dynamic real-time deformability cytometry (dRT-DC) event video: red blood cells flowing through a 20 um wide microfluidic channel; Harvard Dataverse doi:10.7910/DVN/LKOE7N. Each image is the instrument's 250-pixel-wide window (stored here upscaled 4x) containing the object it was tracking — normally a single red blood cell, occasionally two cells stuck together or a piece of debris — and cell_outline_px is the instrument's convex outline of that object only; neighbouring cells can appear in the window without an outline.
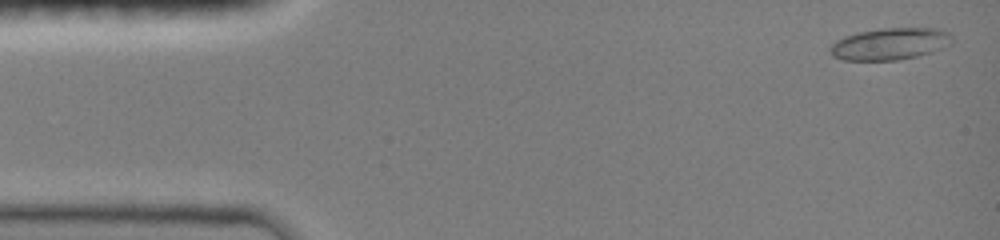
{"species": "common noctule bat (a hibernating species)", "species_latin": "Nyctalus noctula", "temperature_condition": "room temperature", "stored_images_in_passage": 45, "camera_frame_rate_fps": 3000, "um_per_image_px": 0.085, "animal": {"sex": "female", "body_mass_g": 19.0, "forearm_length_mm": 51.5}, "frame": {"image": 1, "passage_image": 2, "time_ms": 0.333, "image_size_px": [1000, 240], "cell_outline_px": [[952, 44], [916, 56], [896, 60], [844, 60], [832, 56], [828, 52], [828, 48], [836, 40], [844, 36], [860, 32], [884, 28], [940, 28], [948, 32], [952, 36]], "centroid_in_image_um": [75.62, 3.72], "position_along_channel_um": 9.4, "area_um2": 22.6}}
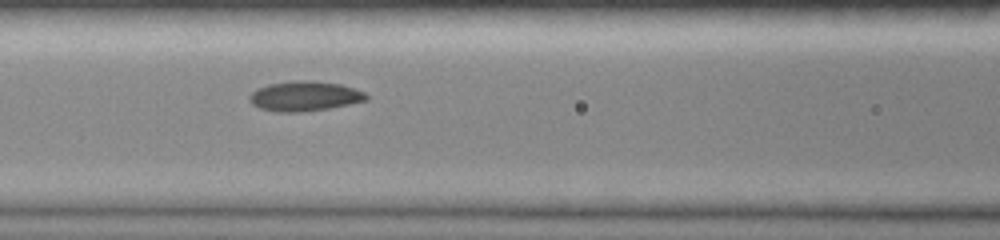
{"frame": {"image": 2, "passage_image": 20, "time_ms": 6.333, "image_size_px": [1000, 240], "cell_outline_px": [[368, 100], [328, 108], [300, 112], [276, 112], [260, 108], [252, 104], [248, 100], [248, 96], [256, 88], [268, 84], [296, 80], [312, 80], [340, 84], [364, 92], [368, 96]], "centroid_in_image_um": [25.84, 8.17], "position_along_channel_um": 140.8, "area_um2": 20.35}}
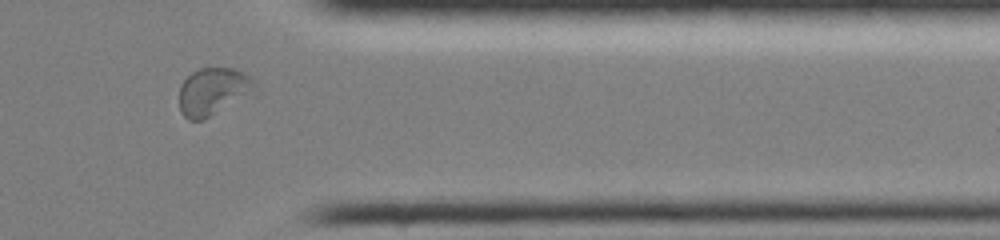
{"frame": {"image": 3, "passage_image": 39, "time_ms": 12.667, "image_size_px": [1000, 240], "cell_outline_px": [[260, 92], [256, 96], [204, 120], [188, 120], [180, 112], [180, 84], [192, 72], [200, 68], [232, 68], [244, 72], [256, 84]], "centroid_in_image_um": [18.22, 7.82], "position_along_channel_um": 393.2, "area_um2": 21.96}, "authors_computed_cell_mechanics": {"area_um2": 20.4612, "velocity_mm_per_s": 4.0245, "shape_relaxation_time_tau1_ms": 4.3385, "shape_relaxation_time_tau2_ms": 2.1989, "deformation_change_tau1": 0.1514, "deformation_change_tau2": 0.0461}}